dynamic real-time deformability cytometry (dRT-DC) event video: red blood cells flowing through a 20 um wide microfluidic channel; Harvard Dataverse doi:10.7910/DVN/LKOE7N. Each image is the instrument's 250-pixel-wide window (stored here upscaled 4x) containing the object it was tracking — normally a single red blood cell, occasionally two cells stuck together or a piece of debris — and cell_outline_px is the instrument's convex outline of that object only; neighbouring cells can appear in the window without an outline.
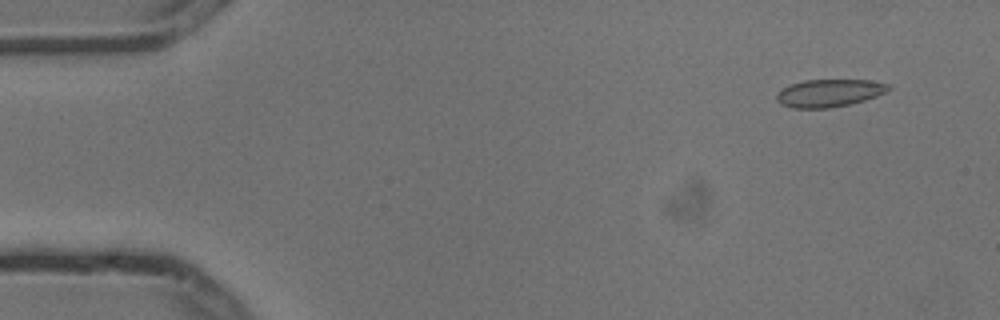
{"species": "common noctule bat (a hibernating species)", "species_latin": "Nyctalus noctula", "temperature_condition": "cold", "stored_images_in_passage": 5, "camera_frame_rate_fps": 3000, "um_per_image_px": 0.085, "animal": {"sex": "male", "body_mass_g": 13.3}, "frame": {"image": 1, "passage_image": 1, "time_ms": 0.0, "image_size_px": [1000, 320], "cell_outline_px": [[892, 88], [876, 96], [864, 100], [848, 104], [828, 108], [792, 108], [780, 104], [776, 100], [776, 96], [784, 88], [792, 84], [804, 80], [868, 80], [892, 84]], "centroid_in_image_um": [70.5, 7.9], "position_along_channel_um": 14.5, "area_um2": 17.86}}
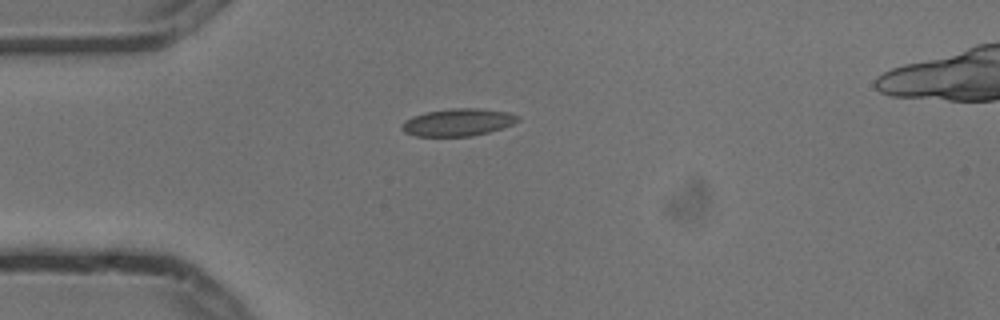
{"frame": {"image": 2, "passage_image": 4, "time_ms": 1.0, "image_size_px": [1000, 320], "cell_outline_px": [[520, 120], [512, 124], [488, 132], [472, 136], [416, 136], [404, 132], [400, 128], [404, 120], [412, 116], [424, 112], [452, 108], [476, 108], [508, 112], [520, 116]], "centroid_in_image_um": [38.89, 10.39], "position_along_channel_um": 46.1, "area_um2": 18.55}}